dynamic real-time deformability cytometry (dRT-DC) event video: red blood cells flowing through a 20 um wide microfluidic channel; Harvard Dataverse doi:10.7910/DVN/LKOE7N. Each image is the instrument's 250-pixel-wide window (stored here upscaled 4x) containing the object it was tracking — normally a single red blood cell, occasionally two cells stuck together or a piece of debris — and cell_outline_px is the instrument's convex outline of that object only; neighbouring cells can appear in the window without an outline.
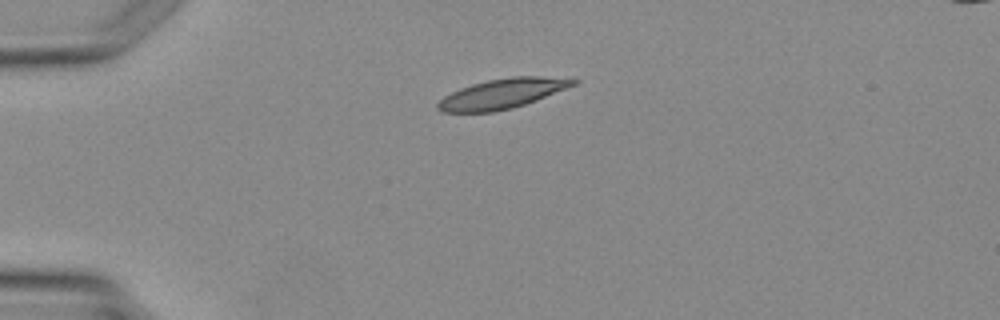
{"species": "Egyptian fruit bat (a non-hibernating species)", "species_latin": "Rousettus aegyptiacus", "temperature_condition": "warm", "stored_images_in_passage": 3, "camera_frame_rate_fps": 3000, "um_per_image_px": 0.085, "animal": {"sex": "female"}, "frame": {"image": 1, "passage_image": 3, "time_ms": 2.0, "image_size_px": [1000, 320], "cell_outline_px": [[580, 80], [576, 84], [524, 104], [512, 108], [492, 112], [444, 112], [436, 108], [436, 104], [444, 96], [460, 88], [472, 84], [488, 80], [512, 76], [540, 76]], "centroid_in_image_um": [42.64, 7.96], "position_along_channel_um": 42.4, "area_um2": 23.18}}